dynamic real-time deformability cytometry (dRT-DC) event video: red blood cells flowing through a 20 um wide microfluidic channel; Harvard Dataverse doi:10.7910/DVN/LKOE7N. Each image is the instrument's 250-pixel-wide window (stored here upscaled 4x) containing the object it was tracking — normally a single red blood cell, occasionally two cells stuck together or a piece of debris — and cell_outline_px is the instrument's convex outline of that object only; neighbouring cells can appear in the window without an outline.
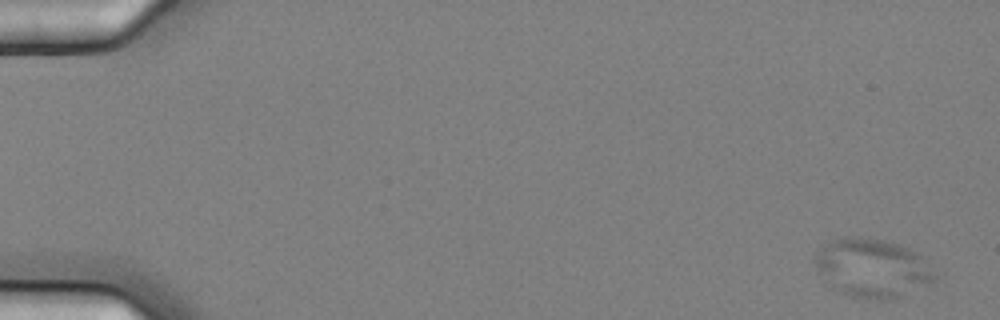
{"species": "common noctule bat (a hibernating species)", "species_latin": "Nyctalus noctula", "temperature_condition": "cold", "stored_images_in_passage": 10, "camera_frame_rate_fps": 3000, "um_per_image_px": 0.085, "animal": {"sex": "female", "body_mass_g": 25.1}, "frame": {"image": 1, "passage_image": 1, "time_ms": 0.0, "image_size_px": [1000, 320], "cell_outline_px": [[936, 276], [932, 280], [892, 300], [884, 300], [848, 296], [836, 292], [832, 288], [816, 268], [812, 260], [816, 252], [832, 240], [844, 236], [856, 236], [884, 240], [908, 248], [916, 252], [920, 256]], "centroid_in_image_um": [74.05, 22.77], "position_along_channel_um": 11.0, "area_um2": 40.4}}
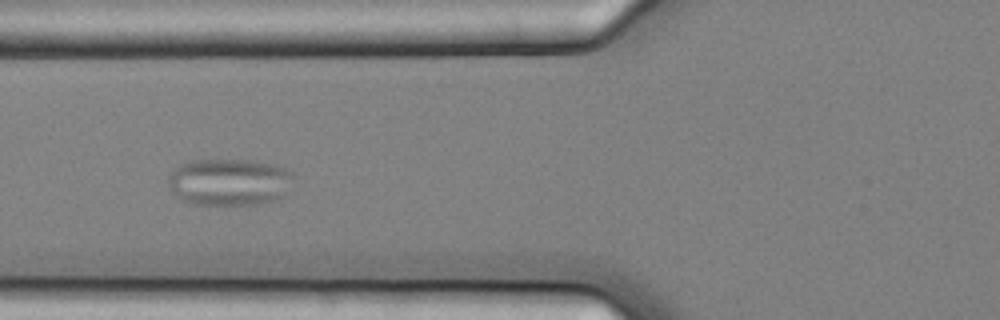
{"frame": {"image": 2, "passage_image": 7, "time_ms": 2.0, "image_size_px": [1000, 320], "cell_outline_px": [[296, 176], [280, 200], [256, 204], [192, 204], [180, 200], [168, 184], [168, 176], [180, 164], [192, 160], [252, 160], [272, 164], [284, 168], [292, 172]], "centroid_in_image_um": [19.52, 15.47], "position_along_channel_um": 106.3, "area_um2": 34.45}}
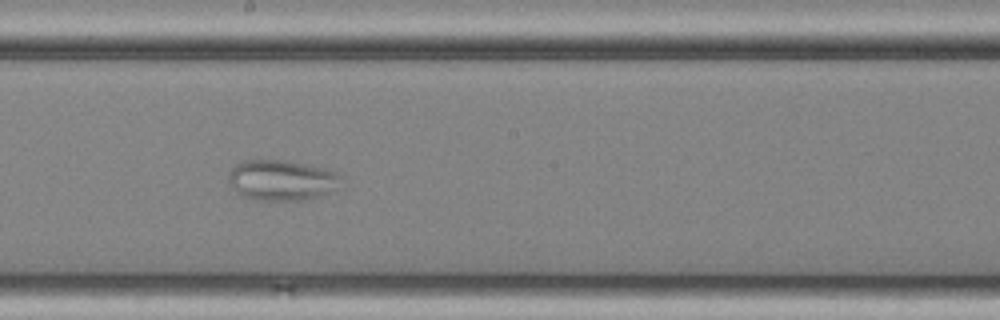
{"frame": {"image": 3, "passage_image": 10, "time_ms": 3.0, "image_size_px": [1000, 320], "cell_outline_px": [[344, 188], [304, 200], [256, 200], [244, 196], [236, 192], [228, 180], [228, 172], [236, 164], [244, 160], [284, 160], [324, 168], [336, 172], [344, 176]], "centroid_in_image_um": [24.02, 15.32], "position_along_channel_um": 224.2, "area_um2": 27.05}}